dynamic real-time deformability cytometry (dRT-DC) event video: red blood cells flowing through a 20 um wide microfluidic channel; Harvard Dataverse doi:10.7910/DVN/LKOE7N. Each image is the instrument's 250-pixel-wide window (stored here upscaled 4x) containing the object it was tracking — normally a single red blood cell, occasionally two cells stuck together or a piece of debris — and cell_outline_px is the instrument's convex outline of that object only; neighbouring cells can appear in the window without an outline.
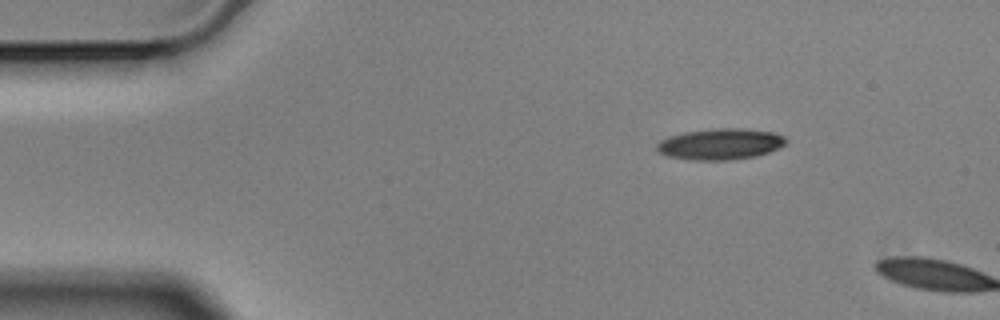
{"species": "Egyptian fruit bat (a non-hibernating species)", "species_latin": "Rousettus aegyptiacus", "temperature_condition": "cold", "stored_images_in_passage": 2, "camera_frame_rate_fps": 3000, "um_per_image_px": 0.085, "animal": {"sex": "male"}, "frame": {"image": 1, "passage_image": 1, "time_ms": 0.0, "image_size_px": [1000, 320], "cell_outline_px": [[788, 140], [784, 144], [768, 152], [756, 156], [732, 160], [688, 160], [668, 156], [660, 152], [656, 148], [656, 144], [660, 140], [668, 136], [684, 132], [716, 128], [744, 128], [772, 132], [784, 136]], "centroid_in_image_um": [61.2, 12.24], "position_along_channel_um": 23.8, "area_um2": 23.47}}